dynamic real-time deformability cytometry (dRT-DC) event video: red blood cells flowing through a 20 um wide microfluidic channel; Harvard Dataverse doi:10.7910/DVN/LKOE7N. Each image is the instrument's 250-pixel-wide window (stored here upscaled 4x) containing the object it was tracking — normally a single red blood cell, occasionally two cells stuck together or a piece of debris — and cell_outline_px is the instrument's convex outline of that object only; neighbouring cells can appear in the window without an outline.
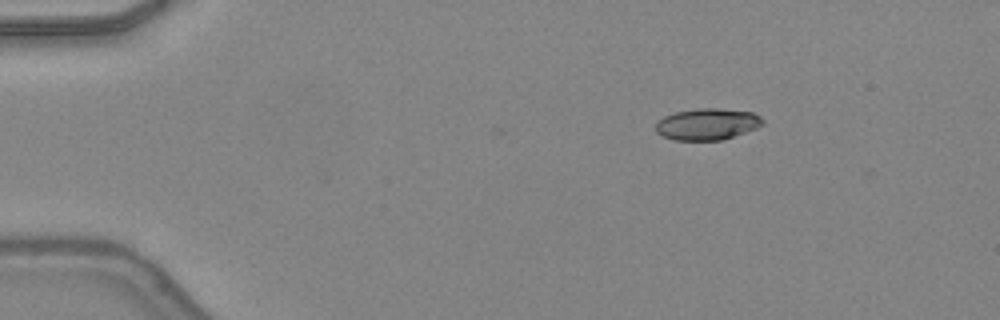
{"species": "common noctule bat (a hibernating species)", "species_latin": "Nyctalus noctula", "temperature_condition": "warm", "stored_images_in_passage": 2, "camera_frame_rate_fps": 3000, "um_per_image_px": 0.085, "animal": {"sex": "female", "body_mass_g": 24.6, "forearm_length_mm": 56.2}, "frame": {"image": 1, "passage_image": 2, "time_ms": 0.333, "image_size_px": [1000, 320], "cell_outline_px": [[764, 124], [756, 128], [724, 140], [676, 140], [660, 136], [656, 132], [656, 120], [664, 116], [676, 112], [700, 108], [720, 108], [752, 112], [760, 116], [764, 120]], "centroid_in_image_um": [60.11, 10.55], "position_along_channel_um": 24.9, "area_um2": 19.83}}